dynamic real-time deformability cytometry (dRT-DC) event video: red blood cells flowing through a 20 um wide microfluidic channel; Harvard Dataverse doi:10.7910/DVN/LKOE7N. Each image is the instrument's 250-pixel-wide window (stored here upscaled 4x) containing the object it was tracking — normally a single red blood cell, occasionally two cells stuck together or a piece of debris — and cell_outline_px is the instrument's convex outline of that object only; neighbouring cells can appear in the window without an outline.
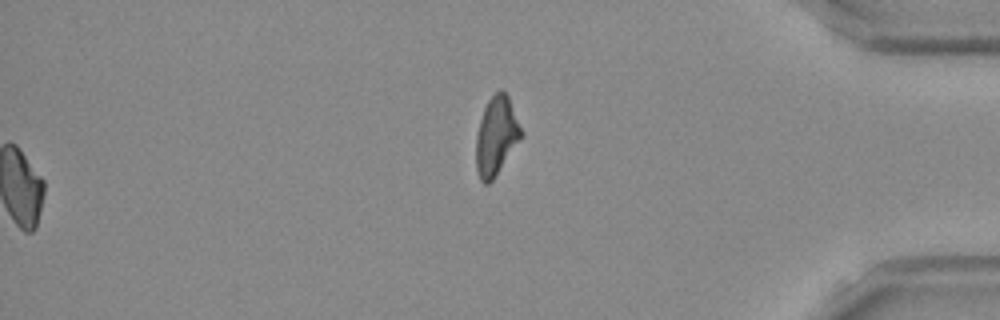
{"species": "Egyptian fruit bat (a non-hibernating species)", "species_latin": "Rousettus aegyptiacus", "temperature_condition": "room temperature", "stored_images_in_passage": 53, "segment_of_instrument_passage": [2, 2], "camera_frame_rate_fps": 3000, "um_per_image_px": 0.085, "frame": {"image": 1, "passage_image": 53, "time_ms": 17.333, "image_size_px": [1000, 320], "cell_outline_px": [[520, 136], [492, 180], [488, 184], [484, 184], [480, 180], [476, 168], [476, 136], [480, 120], [484, 108], [488, 100], [500, 88], [504, 88], [508, 96], [520, 128]], "centroid_in_image_um": [42.12, 11.52], "position_along_channel_um": 393.1, "area_um2": 19.77}}